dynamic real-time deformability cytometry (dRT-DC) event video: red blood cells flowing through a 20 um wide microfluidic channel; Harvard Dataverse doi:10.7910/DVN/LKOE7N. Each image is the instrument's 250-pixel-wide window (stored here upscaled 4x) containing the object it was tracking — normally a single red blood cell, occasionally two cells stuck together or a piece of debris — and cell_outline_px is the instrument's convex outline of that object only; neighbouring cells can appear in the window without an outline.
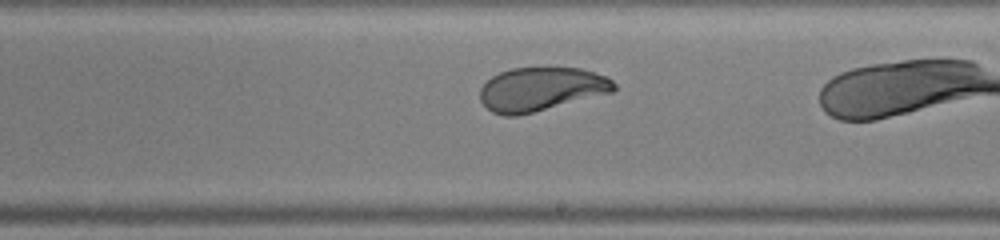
{"species": "human", "species_latin": "Homo sapiens", "temperature_condition": "warm", "stored_images_in_passage": 23, "camera_frame_rate_fps": 3000, "um_per_image_px": 0.085, "donor": {"sex": "male"}, "frame": {"image": 1, "passage_image": 14, "time_ms": 4.333, "image_size_px": [1000, 240], "cell_outline_px": [[616, 88], [612, 92], [516, 116], [504, 116], [492, 112], [480, 100], [480, 88], [492, 76], [500, 72], [512, 68], [580, 68], [608, 76], [616, 84]], "centroid_in_image_um": [45.99, 7.57], "position_along_channel_um": 243.0, "area_um2": 33.81}}